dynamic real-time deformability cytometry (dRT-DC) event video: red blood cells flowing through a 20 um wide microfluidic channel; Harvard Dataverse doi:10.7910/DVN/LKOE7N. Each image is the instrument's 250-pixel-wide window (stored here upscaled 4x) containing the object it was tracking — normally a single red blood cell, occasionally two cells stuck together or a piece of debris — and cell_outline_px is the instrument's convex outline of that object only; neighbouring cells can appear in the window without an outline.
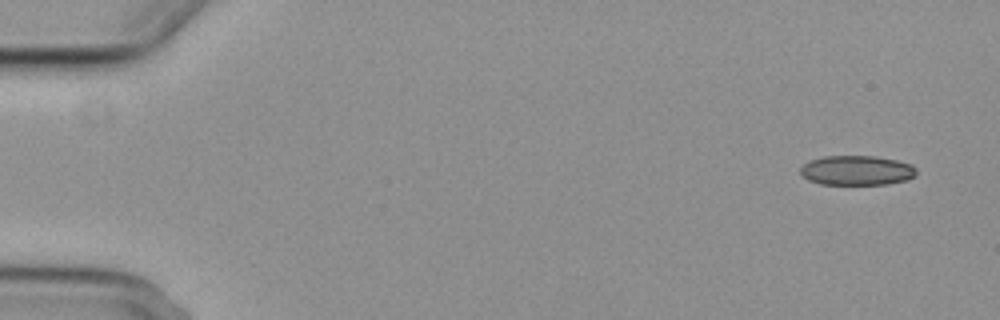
{"species": "common noctule bat (a hibernating species)", "species_latin": "Nyctalus noctula", "temperature_condition": "cold", "stored_images_in_passage": 4, "camera_frame_rate_fps": 3000, "um_per_image_px": 0.085, "animal": {"sex": "female", "body_mass_g": 29.2, "forearm_length_mm": 56.3}, "frame": {"image": 1, "passage_image": 1, "time_ms": 0.0, "image_size_px": [1000, 320], "cell_outline_px": [[916, 176], [908, 180], [888, 184], [820, 184], [808, 180], [800, 172], [800, 168], [808, 160], [824, 156], [876, 156], [896, 160], [912, 164], [916, 168]], "centroid_in_image_um": [72.84, 14.48], "position_along_channel_um": 12.2, "area_um2": 20.23}}